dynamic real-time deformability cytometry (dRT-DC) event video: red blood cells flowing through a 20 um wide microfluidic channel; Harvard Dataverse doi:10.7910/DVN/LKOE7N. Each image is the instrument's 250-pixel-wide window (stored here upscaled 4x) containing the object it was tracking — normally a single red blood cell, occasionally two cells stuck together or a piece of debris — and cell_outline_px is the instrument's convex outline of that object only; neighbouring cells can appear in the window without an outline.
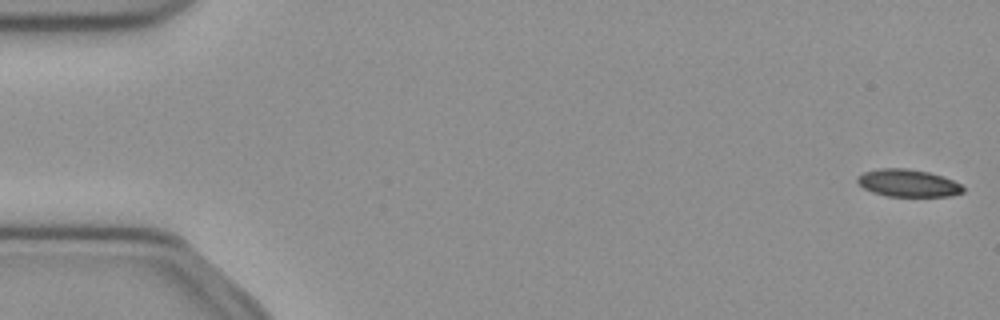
{"species": "common noctule bat (a hibernating species)", "species_latin": "Nyctalus noctula", "temperature_condition": "cold", "stored_images_in_passage": 2, "camera_frame_rate_fps": 3000, "um_per_image_px": 0.085, "animal": {"sex": "female", "body_mass_g": 21.9}, "frame": {"image": 1, "passage_image": 1, "time_ms": 0.0, "image_size_px": [1000, 320], "cell_outline_px": [[964, 192], [948, 196], [888, 196], [872, 192], [864, 188], [856, 180], [856, 176], [864, 172], [880, 168], [908, 168], [928, 172], [952, 180], [960, 184], [964, 188]], "centroid_in_image_um": [77.15, 15.56], "position_along_channel_um": 7.8, "area_um2": 16.76}}